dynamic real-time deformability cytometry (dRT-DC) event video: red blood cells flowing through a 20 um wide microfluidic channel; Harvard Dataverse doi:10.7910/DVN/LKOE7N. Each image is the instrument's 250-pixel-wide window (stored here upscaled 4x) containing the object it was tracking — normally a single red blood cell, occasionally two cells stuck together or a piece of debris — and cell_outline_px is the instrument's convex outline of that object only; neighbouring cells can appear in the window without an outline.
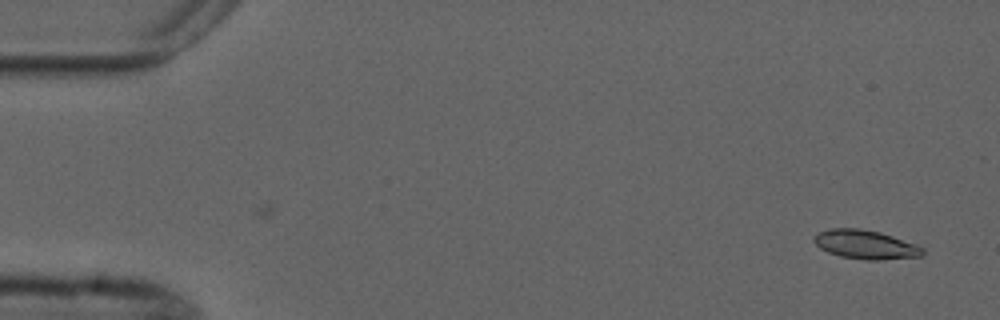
{"species": "common noctule bat (a hibernating species)", "species_latin": "Nyctalus noctula", "temperature_condition": "cold", "stored_images_in_passage": 2, "camera_frame_rate_fps": 3000, "um_per_image_px": 0.085, "animal": {"sex": "male", "forearm_length_mm": 52.5}, "frame": {"image": 1, "passage_image": 2, "time_ms": 1.333, "image_size_px": [1000, 320], "cell_outline_px": [[924, 252], [920, 256], [880, 260], [868, 260], [840, 256], [828, 252], [820, 248], [812, 240], [820, 232], [828, 228], [860, 228], [880, 232], [916, 244], [924, 248]], "centroid_in_image_um": [73.57, 20.78], "position_along_channel_um": 11.4, "area_um2": 18.21}}